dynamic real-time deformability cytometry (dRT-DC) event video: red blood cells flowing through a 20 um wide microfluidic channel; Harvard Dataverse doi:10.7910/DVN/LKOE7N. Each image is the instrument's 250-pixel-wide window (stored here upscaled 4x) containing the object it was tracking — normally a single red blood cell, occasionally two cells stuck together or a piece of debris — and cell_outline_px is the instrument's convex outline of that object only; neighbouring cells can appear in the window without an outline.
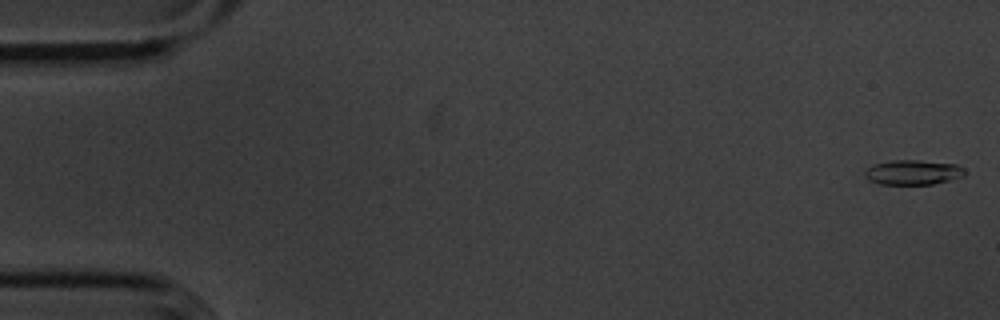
{"species": "common noctule bat (a hibernating species)", "species_latin": "Nyctalus noctula", "temperature_condition": "cold", "stored_images_in_passage": 51, "segment_of_instrument_passage": [1, 2], "camera_frame_rate_fps": 3000, "um_per_image_px": 0.085, "animal": {"sex": "male", "body_mass_g": 20.1, "forearm_length_mm": 53.5}, "frame": {"image": 1, "passage_image": 1, "time_ms": 0.0, "image_size_px": [1000, 320], "cell_outline_px": [[964, 176], [932, 184], [880, 184], [868, 180], [864, 176], [864, 172], [872, 164], [892, 160], [920, 160], [956, 164], [964, 168]], "centroid_in_image_um": [77.57, 14.64], "position_along_channel_um": 7.4, "area_um2": 14.45}}
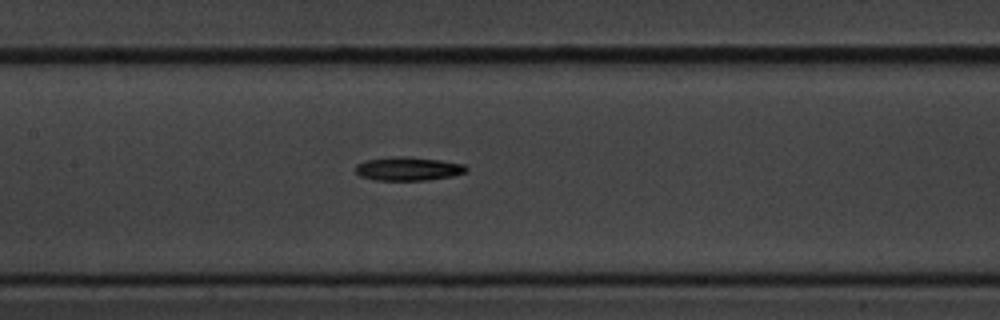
{"frame": {"image": 2, "passage_image": 26, "time_ms": 8.333, "image_size_px": [1000, 320], "cell_outline_px": [[468, 168], [464, 172], [452, 176], [428, 180], [376, 180], [360, 176], [356, 172], [356, 164], [368, 160], [392, 156], [408, 156], [440, 160], [464, 164]], "centroid_in_image_um": [34.69, 14.34], "position_along_channel_um": 172.7, "area_um2": 15.2}}
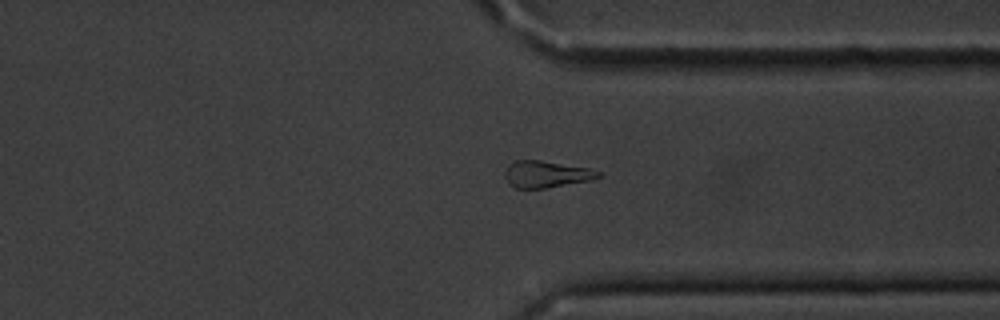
{"frame": {"image": 3, "passage_image": 42, "time_ms": 13.667, "image_size_px": [1000, 320], "cell_outline_px": [[600, 176], [588, 180], [544, 188], [516, 188], [508, 184], [504, 176], [504, 172], [508, 164], [516, 160], [540, 160], [588, 168], [600, 172]], "centroid_in_image_um": [46.34, 14.8], "position_along_channel_um": 365.1, "area_um2": 14.33}}